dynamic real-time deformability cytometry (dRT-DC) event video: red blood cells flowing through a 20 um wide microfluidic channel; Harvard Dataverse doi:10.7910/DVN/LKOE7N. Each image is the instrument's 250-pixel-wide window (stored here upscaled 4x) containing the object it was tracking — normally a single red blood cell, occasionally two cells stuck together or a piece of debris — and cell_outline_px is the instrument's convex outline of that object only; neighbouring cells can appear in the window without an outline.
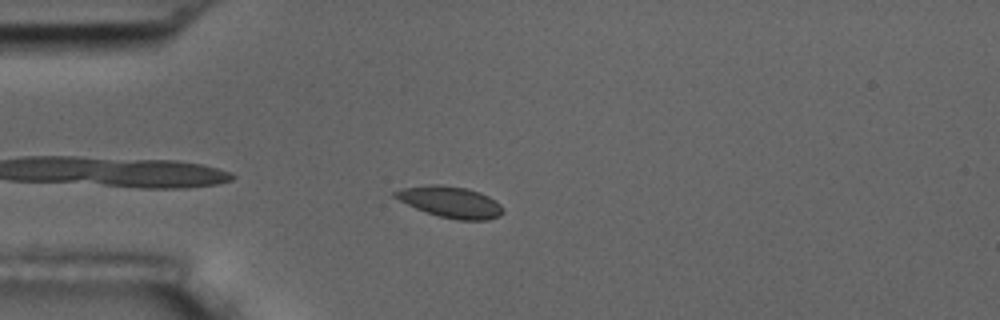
{"species": "common noctule bat (a hibernating species)", "species_latin": "Nyctalus noctula", "temperature_condition": "room temperature", "stored_images_in_passage": 37, "camera_frame_rate_fps": 3000, "um_per_image_px": 0.085, "animal": {"sex": "male", "body_mass_g": 17.5, "forearm_length_mm": 52.3}, "frame": {"image": 1, "passage_image": 4, "time_ms": 1.0, "image_size_px": [1000, 320], "cell_outline_px": [[504, 212], [500, 216], [488, 220], [456, 220], [440, 216], [416, 208], [392, 196], [392, 192], [404, 188], [428, 184], [440, 184], [468, 188], [480, 192], [496, 200], [504, 208]], "centroid_in_image_um": [38.33, 17.16], "position_along_channel_um": 46.7, "area_um2": 19.71}}
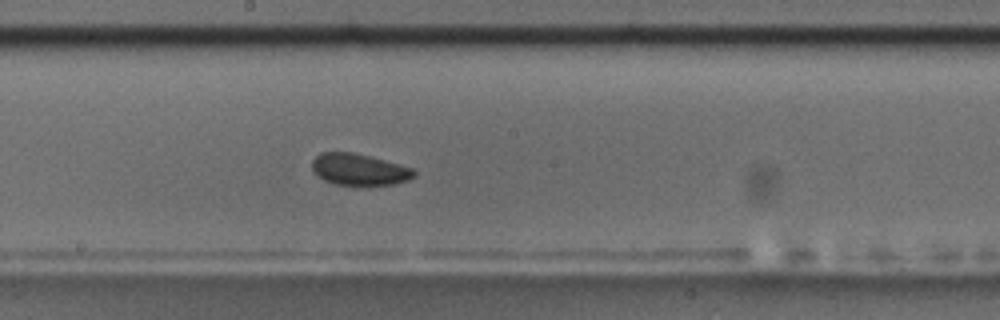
{"frame": {"image": 2, "passage_image": 20, "time_ms": 6.333, "image_size_px": [1000, 320], "cell_outline_px": [[416, 176], [408, 180], [392, 184], [336, 184], [324, 180], [312, 172], [312, 160], [320, 152], [352, 152], [384, 160], [412, 168], [416, 172]], "centroid_in_image_um": [30.5, 14.39], "position_along_channel_um": 217.7, "area_um2": 18.5}}
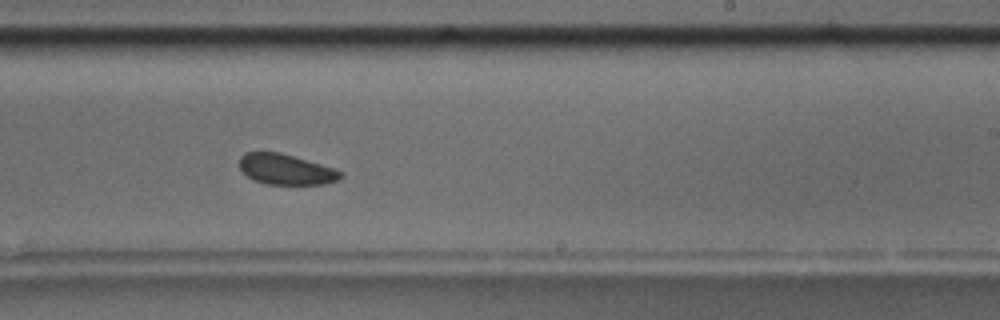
{"frame": {"image": 3, "passage_image": 24, "time_ms": 7.667, "image_size_px": [1000, 320], "cell_outline_px": [[344, 176], [340, 180], [324, 184], [268, 184], [256, 180], [248, 176], [240, 168], [240, 156], [244, 152], [280, 152], [320, 164], [344, 172]], "centroid_in_image_um": [24.34, 14.39], "position_along_channel_um": 264.7, "area_um2": 17.86}, "authors_computed_cell_mechanics": {"area_um2": 18.8428, "velocity_mm_per_s": 3.5292, "shape_relaxation_time_tau1_ms": null, "shape_relaxation_time_tau2_ms": 3.4508, "deformation_change_tau1": null, "deformation_change_tau2": 0.0847}}